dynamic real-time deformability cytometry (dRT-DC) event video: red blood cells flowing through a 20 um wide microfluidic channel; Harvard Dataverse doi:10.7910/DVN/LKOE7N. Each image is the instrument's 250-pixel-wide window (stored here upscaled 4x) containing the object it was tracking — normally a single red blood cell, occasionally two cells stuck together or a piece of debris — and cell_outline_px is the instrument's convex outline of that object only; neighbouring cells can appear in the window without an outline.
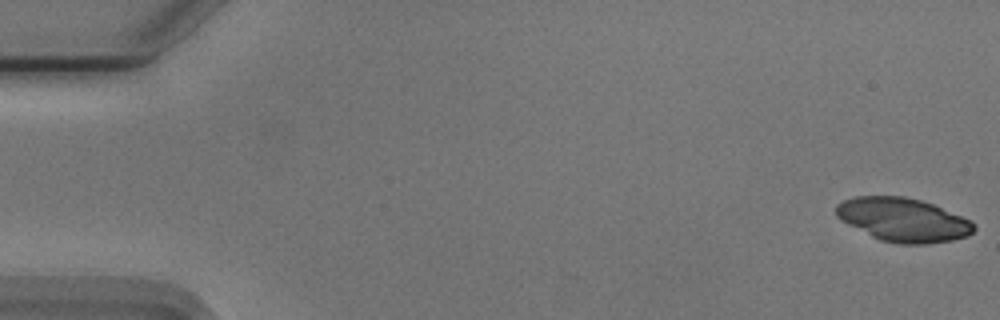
{"species": "Egyptian fruit bat (a non-hibernating species)", "species_latin": "Rousettus aegyptiacus", "temperature_condition": "cold", "stored_images_in_passage": 54, "camera_frame_rate_fps": 3000, "um_per_image_px": 0.085, "animal": {"sex": "male"}, "frame": {"image": 1, "passage_image": 1, "time_ms": 0.0, "image_size_px": [1000, 320], "cell_outline_px": [[976, 228], [968, 236], [952, 240], [924, 244], [900, 244], [880, 240], [840, 220], [836, 216], [836, 204], [844, 200], [856, 196], [904, 196], [920, 200], [932, 204], [960, 216], [976, 224]], "centroid_in_image_um": [76.74, 18.68], "position_along_channel_um": 8.3, "area_um2": 34.8}}
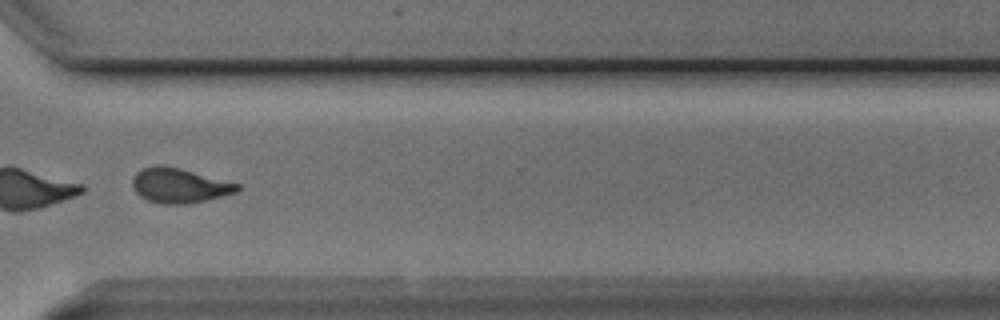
{"frame": {"image": 2, "passage_image": 41, "time_ms": 13.333, "image_size_px": [1000, 320], "cell_outline_px": [[240, 188], [236, 192], [208, 200], [188, 204], [160, 204], [148, 200], [140, 196], [136, 192], [132, 184], [132, 180], [136, 172], [144, 168], [156, 164], [160, 164], [180, 168], [240, 184]], "centroid_in_image_um": [15.23, 15.77], "position_along_channel_um": 355.4, "area_um2": 21.27}}